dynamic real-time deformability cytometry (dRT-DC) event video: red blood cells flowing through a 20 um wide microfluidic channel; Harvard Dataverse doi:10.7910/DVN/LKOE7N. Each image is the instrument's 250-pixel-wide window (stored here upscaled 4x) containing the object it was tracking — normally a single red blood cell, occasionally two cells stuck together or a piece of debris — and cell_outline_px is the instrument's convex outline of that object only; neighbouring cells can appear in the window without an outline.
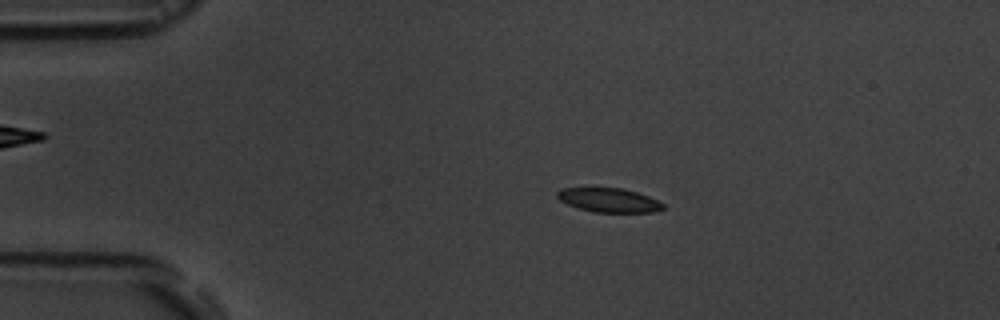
{"species": "common noctule bat (a hibernating species)", "species_latin": "Nyctalus noctula", "temperature_condition": "room temperature", "stored_images_in_passage": 55, "camera_frame_rate_fps": 3000, "um_per_image_px": 0.085, "animal": {"sex": "male", "body_mass_g": 19.5, "forearm_length_mm": 54.6}, "frame": {"image": 1, "passage_image": 11, "time_ms": 3.333, "image_size_px": [1000, 320], "cell_outline_px": [[664, 208], [656, 212], [596, 212], [576, 208], [560, 200], [556, 196], [556, 192], [560, 188], [588, 184], [624, 188], [648, 196], [664, 204]], "centroid_in_image_um": [51.65, 16.94], "position_along_channel_um": 33.4, "area_um2": 15.78}}
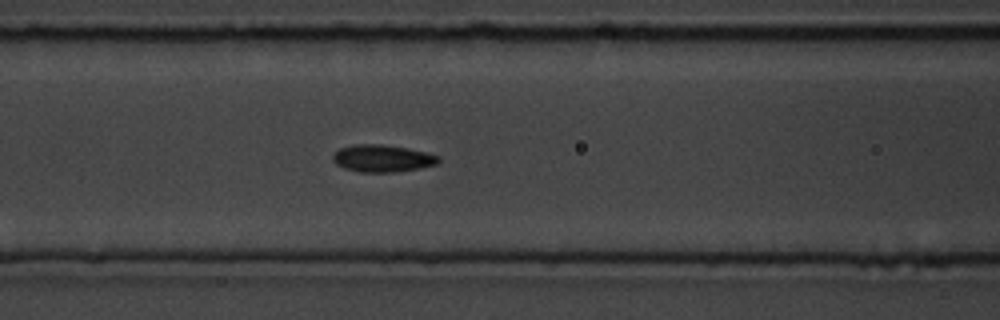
{"frame": {"image": 2, "passage_image": 23, "time_ms": 7.333, "image_size_px": [1000, 320], "cell_outline_px": [[440, 160], [436, 164], [420, 168], [396, 172], [360, 172], [344, 168], [336, 164], [332, 160], [332, 156], [340, 148], [356, 144], [380, 144], [404, 148], [424, 152], [440, 156]], "centroid_in_image_um": [32.48, 13.47], "position_along_channel_um": 134.1, "area_um2": 16.59}}
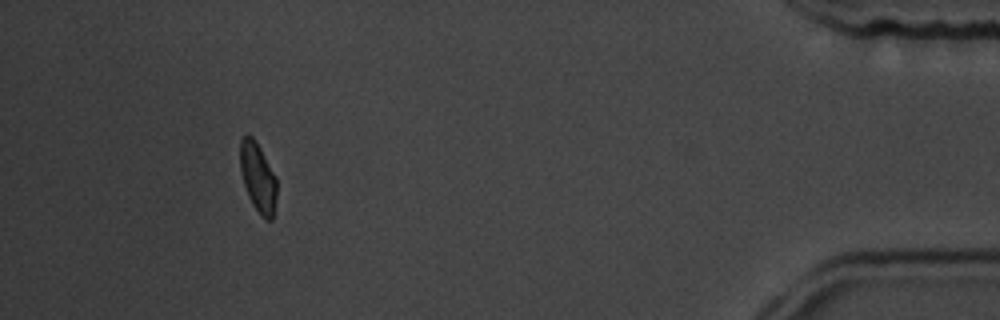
{"frame": {"image": 3, "passage_image": 51, "time_ms": 16.667, "image_size_px": [1000, 320], "cell_outline_px": [[276, 200], [272, 220], [264, 220], [260, 216], [252, 204], [248, 196], [240, 172], [240, 140], [244, 136], [252, 136], [260, 148], [276, 176]], "centroid_in_image_um": [21.92, 15.12], "position_along_channel_um": 413.3, "area_um2": 14.85}, "authors_computed_cell_mechanics": {"area_um2": 15.8372, "velocity_mm_per_s": 3.6673, "shape_relaxation_time_tau1_ms": 3.204, "shape_relaxation_time_tau2_ms": 1.8098, "deformation_change_tau1": 0.1018, "deformation_change_tau2": 0.0503}}